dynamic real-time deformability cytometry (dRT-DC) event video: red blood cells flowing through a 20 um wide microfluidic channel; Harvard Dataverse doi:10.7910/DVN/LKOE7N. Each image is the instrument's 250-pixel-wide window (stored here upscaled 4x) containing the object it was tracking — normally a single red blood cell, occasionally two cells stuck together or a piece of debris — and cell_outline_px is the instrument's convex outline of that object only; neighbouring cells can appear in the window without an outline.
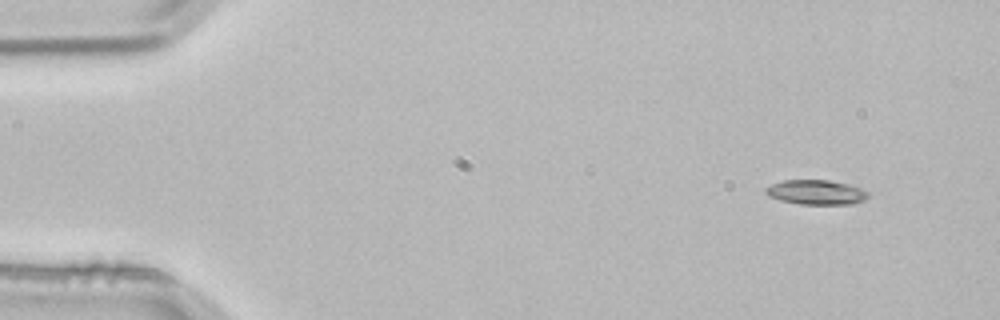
{"species": "common noctule bat (a hibernating species)", "species_latin": "Nyctalus noctula", "temperature_condition": "room temperature", "stored_images_in_passage": 3, "camera_frame_rate_fps": 3000, "um_per_image_px": 0.085, "animal": {"sex": "male", "body_mass_g": 21.5, "forearm_length_mm": 52.0}, "frame": {"image": 1, "passage_image": 1, "time_ms": 0.0, "image_size_px": [1000, 320], "cell_outline_px": [[868, 196], [864, 200], [852, 204], [800, 204], [780, 200], [768, 196], [764, 192], [764, 188], [772, 184], [784, 180], [828, 180], [848, 184], [860, 188], [868, 192]], "centroid_in_image_um": [69.34, 16.34], "position_along_channel_um": 15.7, "area_um2": 14.68}}
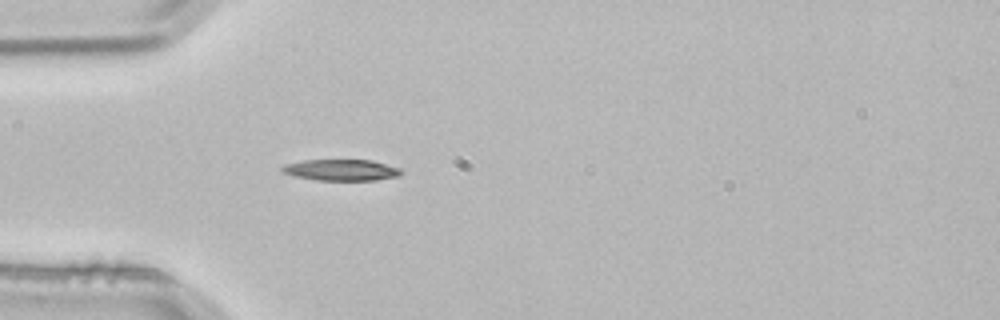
{"frame": {"image": 2, "passage_image": 3, "time_ms": 0.667, "image_size_px": [1000, 320], "cell_outline_px": [[404, 172], [400, 176], [376, 180], [316, 180], [296, 176], [284, 172], [280, 168], [284, 164], [304, 160], [372, 160], [400, 168]], "centroid_in_image_um": [29.05, 14.45], "position_along_channel_um": 55.9, "area_um2": 14.74}}